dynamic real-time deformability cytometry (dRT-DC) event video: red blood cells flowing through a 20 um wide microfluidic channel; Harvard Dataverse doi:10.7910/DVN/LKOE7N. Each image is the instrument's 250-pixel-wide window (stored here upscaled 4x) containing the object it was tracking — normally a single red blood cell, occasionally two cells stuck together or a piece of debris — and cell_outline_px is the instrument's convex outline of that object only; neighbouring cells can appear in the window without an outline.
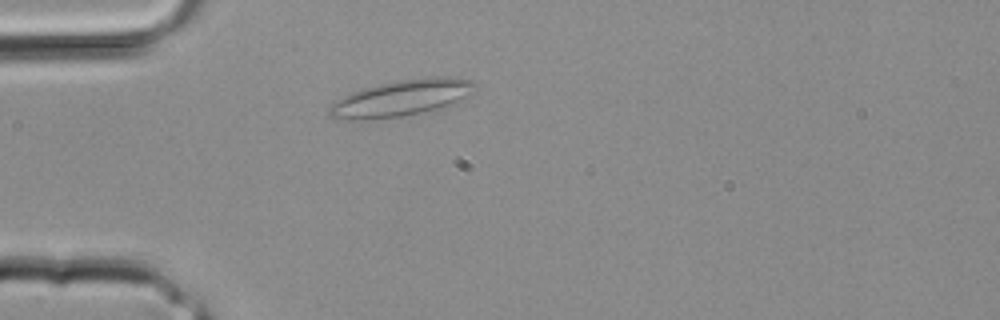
{"species": "common noctule bat (a hibernating species)", "species_latin": "Nyctalus noctula", "temperature_condition": "room temperature", "stored_images_in_passage": 11, "camera_frame_rate_fps": 3000, "um_per_image_px": 0.085, "animal": {"sex": "male", "body_mass_g": 20.4}, "frame": {"image": 1, "passage_image": 3, "time_ms": 0.667, "image_size_px": [1000, 320], "cell_outline_px": [[476, 84], [456, 104], [448, 108], [432, 112], [400, 116], [360, 120], [336, 120], [328, 116], [328, 108], [336, 100], [352, 92], [364, 88], [380, 84], [400, 80], [428, 76], [448, 76], [472, 80]], "centroid_in_image_um": [34.11, 8.36], "position_along_channel_um": 50.9, "area_um2": 31.15}}
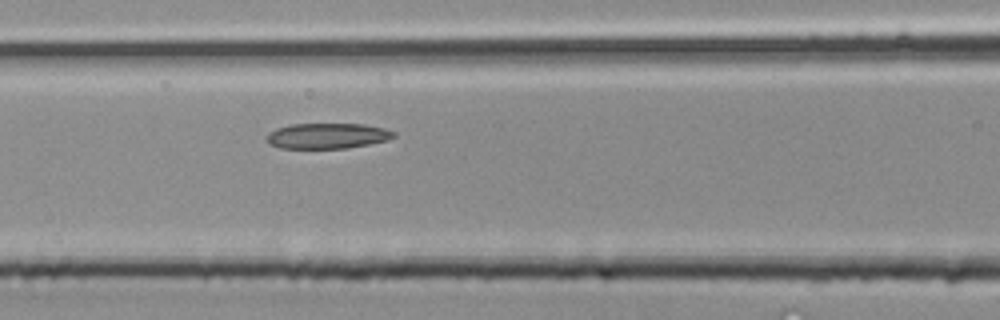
{"frame": {"image": 2, "passage_image": 8, "time_ms": 2.333, "image_size_px": [1000, 320], "cell_outline_px": [[396, 136], [388, 140], [348, 148], [280, 148], [268, 144], [264, 140], [264, 136], [268, 132], [276, 128], [288, 124], [364, 124], [384, 128], [396, 132]], "centroid_in_image_um": [27.77, 11.54], "position_along_channel_um": 138.8, "area_um2": 19.19}}
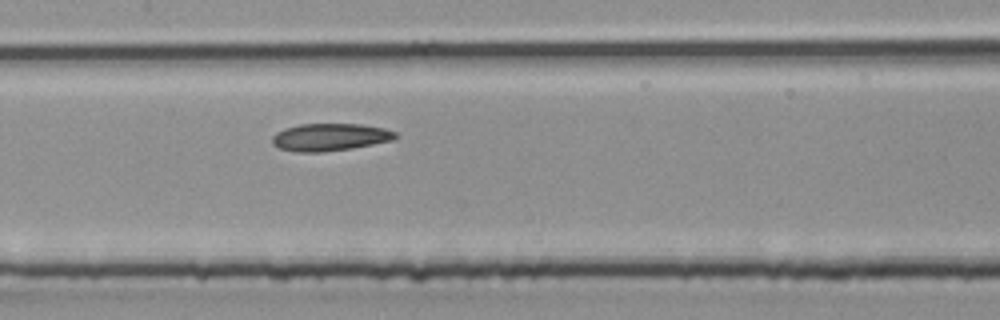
{"frame": {"image": 3, "passage_image": 10, "time_ms": 3.0, "image_size_px": [1000, 320], "cell_outline_px": [[396, 136], [392, 140], [352, 148], [320, 152], [296, 152], [280, 148], [272, 144], [272, 136], [276, 132], [284, 128], [300, 124], [360, 124], [384, 128], [396, 132]], "centroid_in_image_um": [28.0, 11.65], "position_along_channel_um": 179.4, "area_um2": 19.59}}